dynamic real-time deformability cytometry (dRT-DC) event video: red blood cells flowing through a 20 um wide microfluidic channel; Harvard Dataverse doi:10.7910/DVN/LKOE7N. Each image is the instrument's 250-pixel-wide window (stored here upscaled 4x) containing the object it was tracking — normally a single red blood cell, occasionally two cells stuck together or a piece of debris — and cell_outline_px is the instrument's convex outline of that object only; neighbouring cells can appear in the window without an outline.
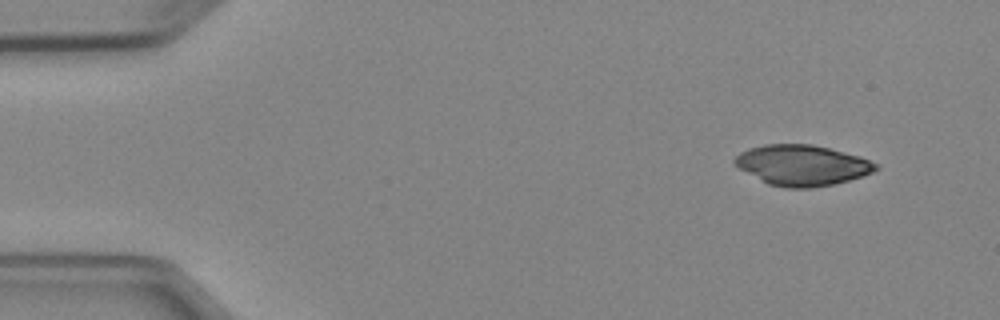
{"species": "Egyptian fruit bat (a non-hibernating species)", "species_latin": "Rousettus aegyptiacus", "temperature_condition": "cold", "stored_images_in_passage": 3, "camera_frame_rate_fps": 3000, "um_per_image_px": 0.085, "animal": {"sex": "female"}, "frame": {"image": 1, "passage_image": 1, "time_ms": 0.0, "image_size_px": [1000, 320], "cell_outline_px": [[880, 168], [872, 172], [848, 180], [832, 184], [808, 188], [784, 188], [768, 184], [740, 168], [732, 160], [740, 152], [748, 148], [764, 144], [812, 144], [860, 156], [876, 164]], "centroid_in_image_um": [68.15, 14.03], "position_along_channel_um": 16.8, "area_um2": 33.0}}